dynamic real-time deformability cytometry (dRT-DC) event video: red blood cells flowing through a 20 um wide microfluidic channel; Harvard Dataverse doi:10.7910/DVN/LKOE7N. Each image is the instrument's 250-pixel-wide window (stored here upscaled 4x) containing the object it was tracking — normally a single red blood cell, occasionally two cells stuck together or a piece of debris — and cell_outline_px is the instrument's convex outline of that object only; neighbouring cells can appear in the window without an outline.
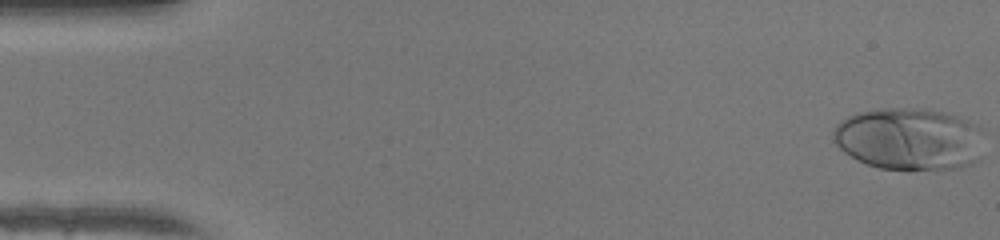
{"species": "human", "species_latin": "Homo sapiens", "temperature_condition": "warm", "stored_images_in_passage": 2, "camera_frame_rate_fps": 3000, "um_per_image_px": 0.085, "donor": {"sex": "female"}, "frame": {"image": 1, "passage_image": 1, "time_ms": 0.0, "image_size_px": [1000, 240], "cell_outline_px": [[980, 160], [972, 164], [960, 168], [908, 172], [880, 168], [856, 160], [844, 152], [832, 140], [832, 132], [836, 124], [848, 116], [856, 112], [880, 108], [920, 108], [948, 112], [968, 120], [976, 124], [980, 128]], "centroid_in_image_um": [77.27, 11.83], "position_along_channel_um": 7.7, "area_um2": 55.95}}